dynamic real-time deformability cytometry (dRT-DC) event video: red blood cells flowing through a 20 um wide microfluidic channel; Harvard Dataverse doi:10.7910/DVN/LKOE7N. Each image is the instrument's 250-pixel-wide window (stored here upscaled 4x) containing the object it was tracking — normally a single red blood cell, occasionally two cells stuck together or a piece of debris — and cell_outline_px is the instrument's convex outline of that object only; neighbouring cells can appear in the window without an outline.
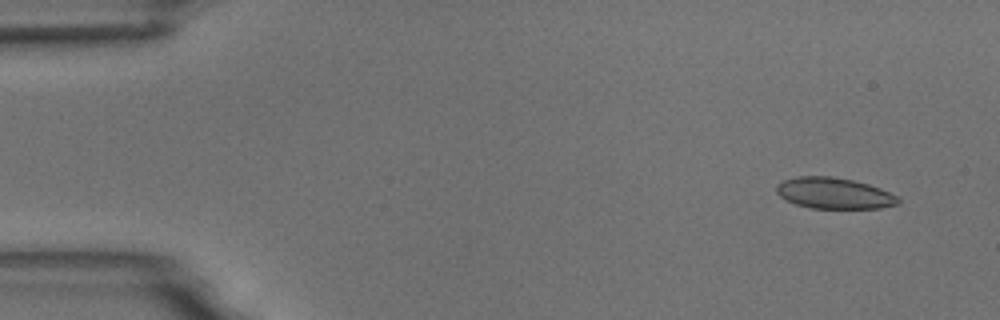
{"species": "common noctule bat (a hibernating species)", "species_latin": "Nyctalus noctula", "temperature_condition": "room temperature", "stored_images_in_passage": 12, "camera_frame_rate_fps": 3000, "um_per_image_px": 0.085, "animal": {"sex": "male", "body_mass_g": 18.8}, "frame": {"image": 1, "passage_image": 1, "time_ms": 0.0, "image_size_px": [1000, 320], "cell_outline_px": [[900, 204], [880, 208], [812, 208], [796, 204], [780, 196], [776, 192], [776, 184], [784, 180], [796, 176], [832, 176], [852, 180], [868, 184], [880, 188], [896, 196], [900, 200]], "centroid_in_image_um": [70.89, 16.42], "position_along_channel_um": 14.1, "area_um2": 21.96}}
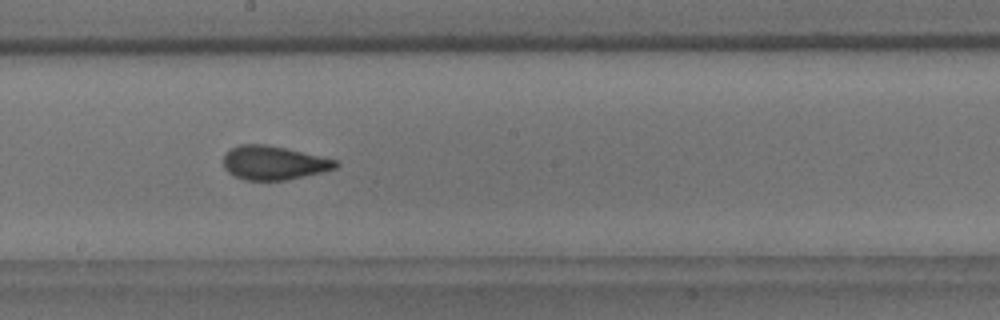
{"frame": {"image": 2, "passage_image": 8, "time_ms": 8.667, "image_size_px": [1000, 320], "cell_outline_px": [[340, 164], [336, 168], [304, 176], [284, 180], [244, 180], [228, 172], [224, 168], [224, 152], [240, 144], [264, 144], [284, 148], [340, 160]], "centroid_in_image_um": [23.27, 13.83], "position_along_channel_um": 224.9, "area_um2": 22.08}}
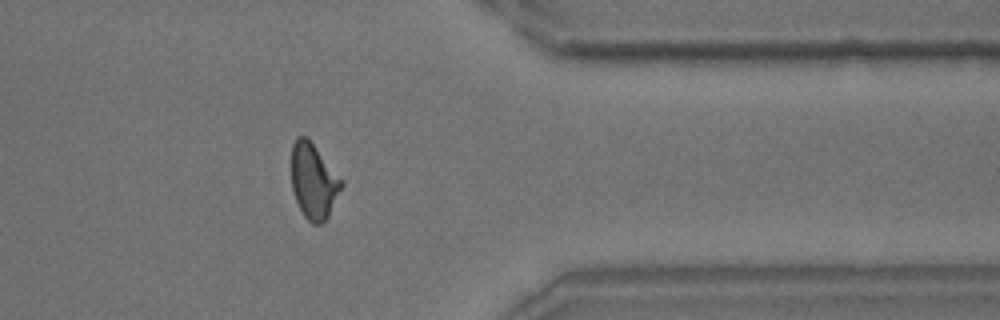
{"frame": {"image": 3, "passage_image": 12, "time_ms": 13.333, "image_size_px": [1000, 320], "cell_outline_px": [[344, 184], [328, 216], [320, 224], [312, 224], [304, 216], [296, 200], [292, 188], [292, 144], [296, 136], [308, 136], [344, 180]], "centroid_in_image_um": [26.67, 15.35], "position_along_channel_um": 384.7, "area_um2": 22.2}, "authors_computed_cell_mechanics": {"area_um2": 22.1374, "velocity_mm_per_s": 3.7169, "shape_relaxation_time_tau1_ms": null, "shape_relaxation_time_tau2_ms": 1.189, "deformation_change_tau1": null, "deformation_change_tau2": 0.0464}}